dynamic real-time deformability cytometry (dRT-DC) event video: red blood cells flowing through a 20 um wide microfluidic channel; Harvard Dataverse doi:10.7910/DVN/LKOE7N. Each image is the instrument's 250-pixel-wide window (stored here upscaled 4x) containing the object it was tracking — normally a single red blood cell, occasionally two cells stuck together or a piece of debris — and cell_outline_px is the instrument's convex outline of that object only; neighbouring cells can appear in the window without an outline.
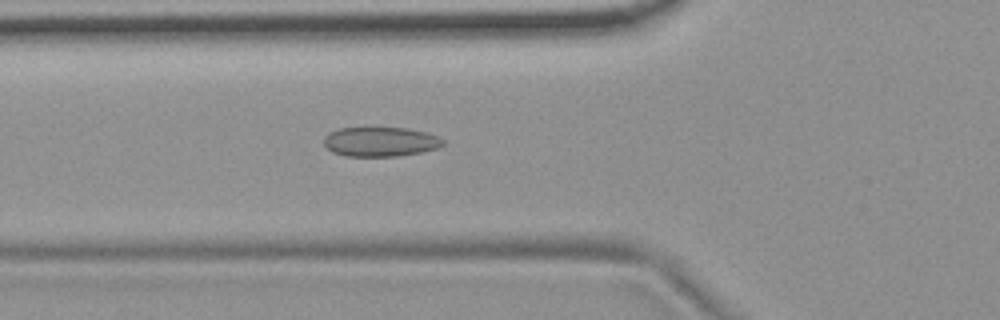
{"species": "common noctule bat (a hibernating species)", "species_latin": "Nyctalus noctula", "temperature_condition": "room temperature", "stored_images_in_passage": 54, "camera_frame_rate_fps": 3000, "um_per_image_px": 0.085, "animal": {"sex": "female", "body_mass_g": 19.9}, "frame": {"image": 1, "passage_image": 19, "time_ms": 6.0, "image_size_px": [1000, 320], "cell_outline_px": [[444, 144], [436, 148], [420, 152], [396, 156], [344, 156], [332, 152], [324, 144], [324, 136], [328, 132], [340, 128], [408, 128], [424, 132], [436, 136], [444, 140]], "centroid_in_image_um": [32.29, 12.05], "position_along_channel_um": 93.5, "area_um2": 20.35}}
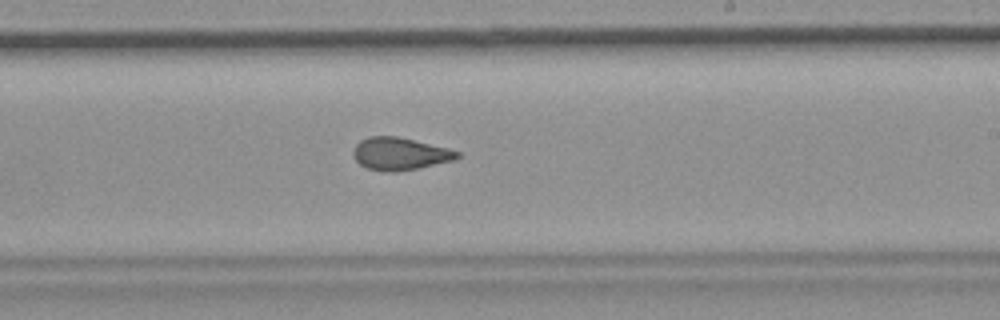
{"frame": {"image": 2, "passage_image": 32, "time_ms": 10.333, "image_size_px": [1000, 320], "cell_outline_px": [[460, 156], [456, 160], [420, 168], [396, 172], [384, 172], [368, 168], [360, 164], [356, 160], [352, 152], [356, 144], [360, 140], [368, 136], [396, 136], [448, 148], [460, 152]], "centroid_in_image_um": [34.0, 13.08], "position_along_channel_um": 255.0, "area_um2": 19.83}}
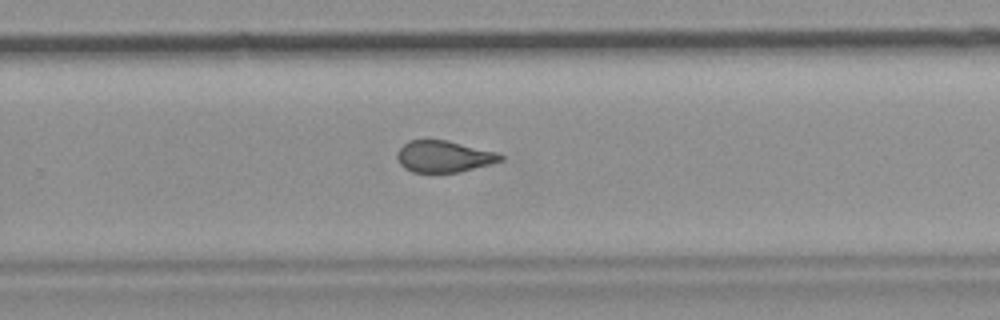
{"frame": {"image": 3, "passage_image": 35, "time_ms": 11.333, "image_size_px": [1000, 320], "cell_outline_px": [[504, 160], [492, 164], [460, 172], [412, 172], [404, 168], [400, 164], [396, 156], [396, 152], [408, 140], [448, 140], [496, 152], [504, 156]], "centroid_in_image_um": [37.73, 13.3], "position_along_channel_um": 292.1, "area_um2": 19.13}, "authors_computed_cell_mechanics": {"area_um2": 20.4034, "velocity_mm_per_s": 3.7281, "shape_relaxation_time_tau1_ms": null, "shape_relaxation_time_tau2_ms": 1.4602, "deformation_change_tau1": null, "deformation_change_tau2": 0.067}}